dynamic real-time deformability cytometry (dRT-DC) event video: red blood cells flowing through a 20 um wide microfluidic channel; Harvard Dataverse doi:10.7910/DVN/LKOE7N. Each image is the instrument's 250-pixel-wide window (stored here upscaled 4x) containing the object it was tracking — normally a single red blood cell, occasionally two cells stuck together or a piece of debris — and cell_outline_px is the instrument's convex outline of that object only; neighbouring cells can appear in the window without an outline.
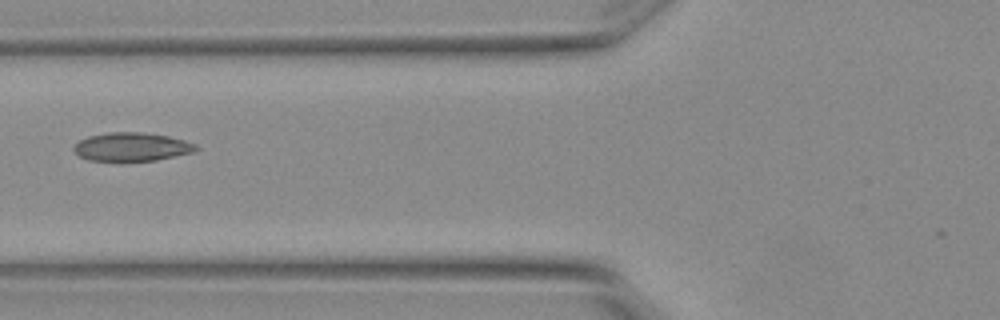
{"species": "Egyptian fruit bat (a non-hibernating species)", "species_latin": "Rousettus aegyptiacus", "temperature_condition": "warm", "stored_images_in_passage": 2, "camera_frame_rate_fps": 3000, "um_per_image_px": 0.085, "animal": {"sex": "female"}, "frame": {"image": 1, "passage_image": 2, "time_ms": 0.333, "image_size_px": [1000, 320], "cell_outline_px": [[200, 148], [196, 152], [156, 160], [88, 160], [80, 156], [72, 148], [80, 140], [88, 136], [108, 132], [140, 132], [168, 136], [184, 140], [196, 144]], "centroid_in_image_um": [11.24, 12.47], "position_along_channel_um": 114.6, "area_um2": 20.17}}